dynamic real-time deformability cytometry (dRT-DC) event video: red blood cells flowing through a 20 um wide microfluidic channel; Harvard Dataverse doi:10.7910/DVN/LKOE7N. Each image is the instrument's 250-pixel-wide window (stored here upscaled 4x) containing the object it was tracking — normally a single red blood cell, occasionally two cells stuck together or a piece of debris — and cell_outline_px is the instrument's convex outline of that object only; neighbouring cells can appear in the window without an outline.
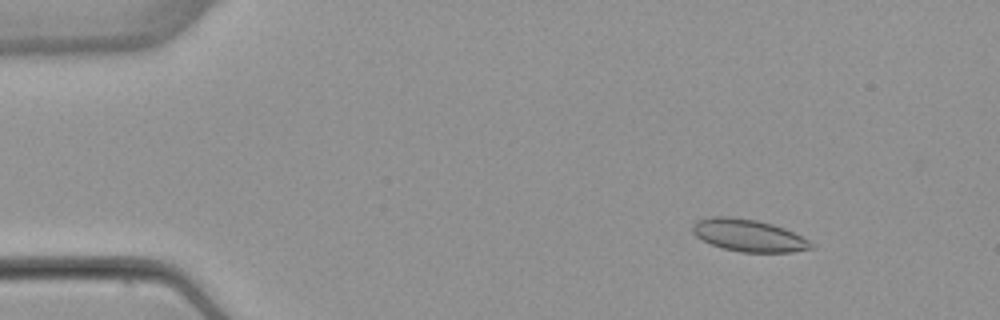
{"species": "common noctule bat (a hibernating species)", "species_latin": "Nyctalus noctula", "temperature_condition": "warm", "stored_images_in_passage": 53, "camera_frame_rate_fps": 3000, "um_per_image_px": 0.085, "animal": {"sex": "female", "body_mass_g": 22.7, "forearm_length_mm": 54.2}, "frame": {"image": 1, "passage_image": 7, "time_ms": 2.0, "image_size_px": [1000, 320], "cell_outline_px": [[816, 248], [792, 252], [740, 252], [720, 248], [696, 236], [692, 232], [692, 224], [696, 220], [712, 216], [732, 216], [756, 220], [772, 224], [784, 228], [816, 244]], "centroid_in_image_um": [63.63, 20.01], "position_along_channel_um": 21.4, "area_um2": 22.43}}
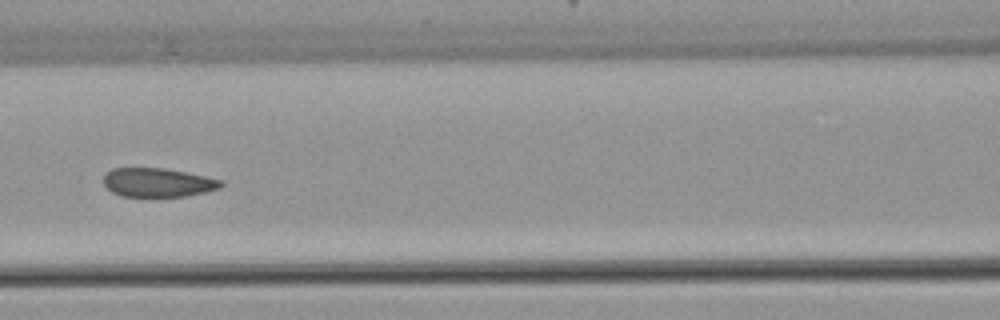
{"frame": {"image": 2, "passage_image": 24, "time_ms": 7.667, "image_size_px": [1000, 320], "cell_outline_px": [[224, 184], [220, 188], [188, 196], [120, 196], [112, 192], [104, 184], [104, 176], [112, 168], [164, 168], [224, 180]], "centroid_in_image_um": [13.43, 15.51], "position_along_channel_um": 153.2, "area_um2": 19.65}}
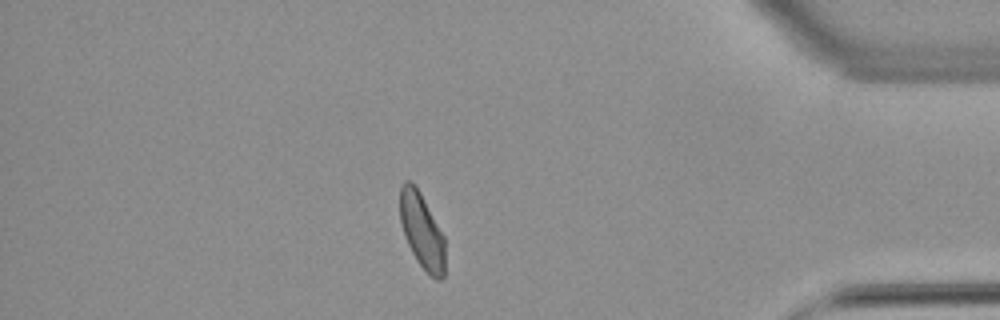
{"frame": {"image": 3, "passage_image": 46, "time_ms": 15.0, "image_size_px": [1000, 320], "cell_outline_px": [[444, 276], [440, 280], [436, 280], [428, 276], [416, 260], [404, 236], [400, 220], [400, 184], [404, 180], [412, 180], [416, 184], [444, 236]], "centroid_in_image_um": [35.84, 19.61], "position_along_channel_um": 399.4, "area_um2": 20.11}, "authors_computed_cell_mechanics": {"area_um2": 21.1548, "velocity_mm_per_s": 3.8688, "shape_relaxation_time_tau1_ms": 5.9874, "shape_relaxation_time_tau2_ms": 1.0049, "deformation_change_tau1": 0.1211, "deformation_change_tau2": 0.0634}}